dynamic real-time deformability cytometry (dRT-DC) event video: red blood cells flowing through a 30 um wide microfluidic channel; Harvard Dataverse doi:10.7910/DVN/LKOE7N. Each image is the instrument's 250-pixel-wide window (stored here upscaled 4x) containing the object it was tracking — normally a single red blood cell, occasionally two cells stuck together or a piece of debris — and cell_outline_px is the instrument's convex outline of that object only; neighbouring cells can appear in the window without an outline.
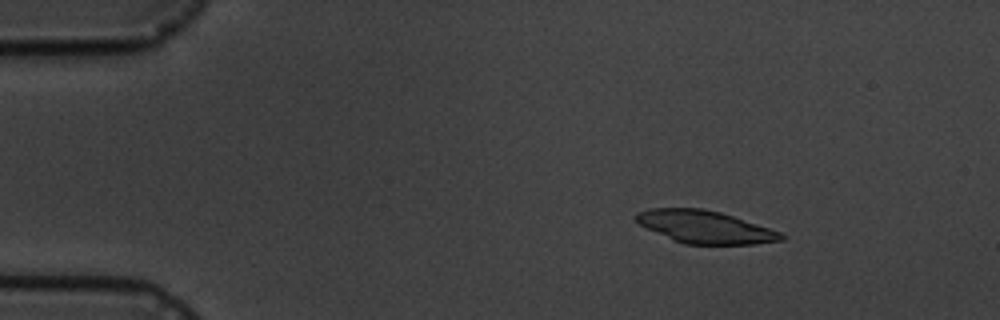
{"species": "common noctule bat (a hibernating species)", "species_latin": "Nyctalus noctula", "temperature_condition": "cold", "stored_images_in_passage": 4, "camera_frame_rate_fps": 3000, "um_per_image_px": 0.085, "animal": {"sex": "male", "body_mass_g": 19.5, "forearm_length_mm": 54.6}, "frame": {"image": 1, "passage_image": 2, "time_ms": 1.333, "image_size_px": [1000, 320], "cell_outline_px": [[784, 240], [756, 244], [684, 244], [648, 228], [640, 224], [636, 220], [636, 212], [652, 208], [704, 208], [720, 212], [780, 232], [784, 236]], "centroid_in_image_um": [59.93, 19.29], "position_along_channel_um": 25.1, "area_um2": 27.05}}